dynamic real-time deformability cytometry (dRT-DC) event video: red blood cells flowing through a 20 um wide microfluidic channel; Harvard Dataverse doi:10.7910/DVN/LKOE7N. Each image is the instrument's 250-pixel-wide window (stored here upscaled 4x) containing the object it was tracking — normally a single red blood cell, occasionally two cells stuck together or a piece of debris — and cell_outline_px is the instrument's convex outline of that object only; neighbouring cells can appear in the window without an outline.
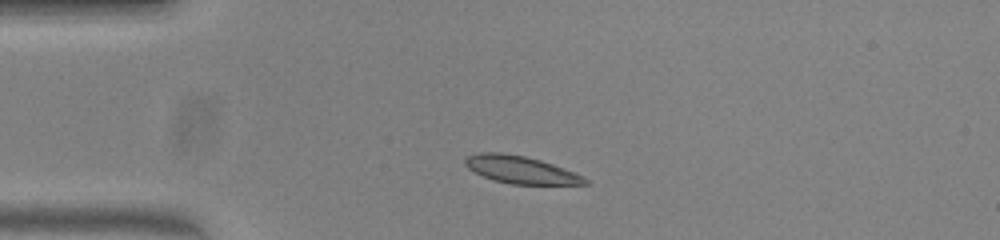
{"species": "common noctule bat (a hibernating species)", "species_latin": "Nyctalus noctula", "temperature_condition": "warm", "stored_images_in_passage": 41, "camera_frame_rate_fps": 3000, "um_per_image_px": 0.085, "animal": {"sex": "female", "body_mass_g": 23.0, "forearm_length_mm": 53.4}, "frame": {"image": 1, "passage_image": 1, "time_ms": 0.0, "image_size_px": [1000, 240], "cell_outline_px": [[588, 184], [512, 184], [496, 180], [472, 172], [464, 164], [464, 160], [468, 156], [480, 152], [500, 152], [524, 156], [540, 160], [576, 172], [584, 176], [588, 180]], "centroid_in_image_um": [44.26, 14.42], "position_along_channel_um": 40.7, "area_um2": 19.07}}
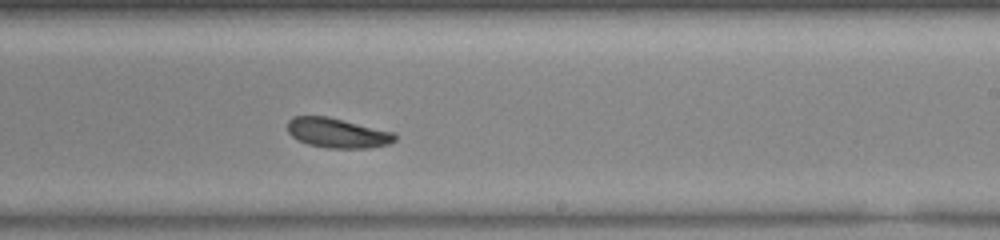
{"frame": {"image": 2, "passage_image": 20, "time_ms": 6.333, "image_size_px": [1000, 240], "cell_outline_px": [[396, 140], [388, 144], [368, 148], [328, 148], [308, 144], [296, 140], [288, 132], [288, 120], [292, 116], [328, 116], [396, 132]], "centroid_in_image_um": [28.69, 11.29], "position_along_channel_um": 260.3, "area_um2": 18.84}}
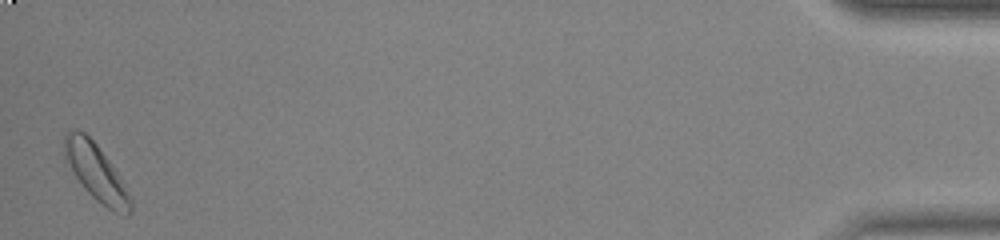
{"frame": {"image": 3, "passage_image": 40, "time_ms": 13.0, "image_size_px": [1000, 240], "cell_outline_px": [[132, 212], [128, 216], [116, 212], [108, 208], [96, 200], [84, 188], [76, 176], [64, 156], [64, 136], [68, 132], [76, 128], [84, 132], [96, 144], [116, 168], [132, 200]], "centroid_in_image_um": [8.2, 14.65], "position_along_channel_um": 427.0, "area_um2": 21.62}, "authors_computed_cell_mechanics": {"area_um2": 19.2474, "velocity_mm_per_s": 3.9013, "shape_relaxation_time_tau1_ms": 8.9703, "shape_relaxation_time_tau2_ms": null, "deformation_change_tau1": 0.162, "deformation_change_tau2": null}}